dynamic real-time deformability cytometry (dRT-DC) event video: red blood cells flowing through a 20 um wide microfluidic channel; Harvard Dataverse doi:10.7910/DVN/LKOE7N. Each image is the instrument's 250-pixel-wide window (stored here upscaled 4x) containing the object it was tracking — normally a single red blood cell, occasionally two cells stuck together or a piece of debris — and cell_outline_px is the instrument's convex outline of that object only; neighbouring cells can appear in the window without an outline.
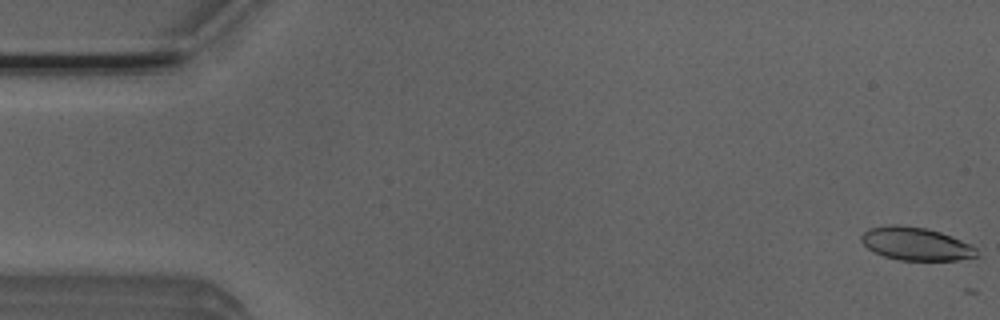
{"species": "Egyptian fruit bat (a non-hibernating species)", "species_latin": "Rousettus aegyptiacus", "temperature_condition": "room temperature", "stored_images_in_passage": 4, "camera_frame_rate_fps": 3000, "um_per_image_px": 0.085, "animal": {"sex": "male"}, "frame": {"image": 1, "passage_image": 1, "time_ms": 0.0, "image_size_px": [1000, 320], "cell_outline_px": [[980, 256], [956, 260], [900, 260], [884, 256], [868, 248], [860, 240], [860, 236], [868, 228], [892, 224], [896, 224], [928, 228], [952, 236], [972, 244], [976, 248]], "centroid_in_image_um": [77.88, 20.71], "position_along_channel_um": 7.1, "area_um2": 22.37}}